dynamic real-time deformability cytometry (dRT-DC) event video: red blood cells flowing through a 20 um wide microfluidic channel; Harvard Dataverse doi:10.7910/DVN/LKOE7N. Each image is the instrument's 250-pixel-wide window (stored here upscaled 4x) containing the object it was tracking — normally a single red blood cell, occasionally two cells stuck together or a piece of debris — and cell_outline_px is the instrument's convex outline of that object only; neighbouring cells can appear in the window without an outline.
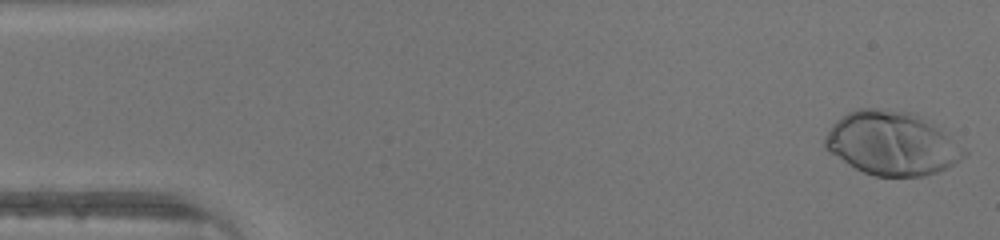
{"species": "human", "species_latin": "Homo sapiens", "temperature_condition": "warm", "stored_images_in_passage": 46, "camera_frame_rate_fps": 3000, "um_per_image_px": 0.085, "donor": {"sex": "male"}, "frame": {"image": 1, "passage_image": 1, "time_ms": 0.0, "image_size_px": [1000, 240], "cell_outline_px": [[968, 152], [960, 160], [936, 172], [924, 176], [876, 176], [864, 172], [848, 164], [828, 152], [824, 148], [824, 140], [832, 124], [836, 120], [848, 112], [856, 108], [872, 108], [916, 112], [932, 120], [964, 148]], "centroid_in_image_um": [75.81, 12.16], "position_along_channel_um": 9.2, "area_um2": 51.85}}
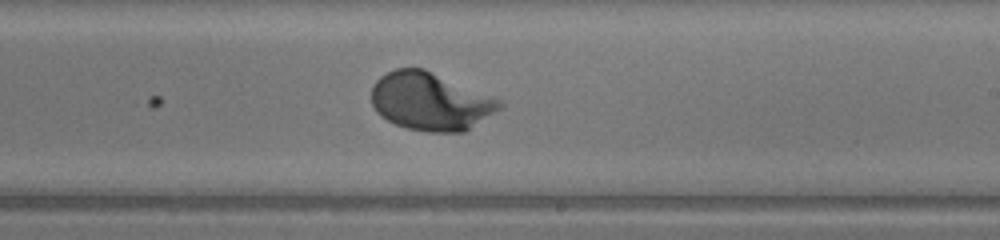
{"frame": {"image": 2, "passage_image": 27, "time_ms": 8.667, "image_size_px": [1000, 240], "cell_outline_px": [[504, 104], [500, 108], [464, 132], [428, 132], [408, 128], [396, 124], [380, 116], [376, 112], [372, 104], [372, 84], [380, 76], [396, 68], [424, 68], [504, 100]], "centroid_in_image_um": [36.59, 8.61], "position_along_channel_um": 252.4, "area_um2": 43.35}}
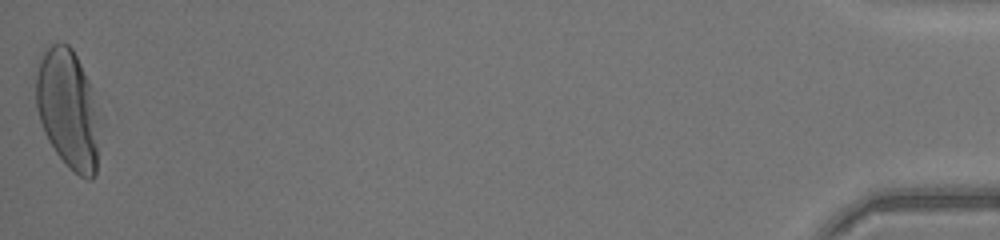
{"frame": {"image": 3, "passage_image": 46, "time_ms": 15.0, "image_size_px": [1000, 240], "cell_outline_px": [[104, 120], [96, 172], [92, 180], [88, 180], [80, 176], [68, 168], [56, 152], [48, 140], [44, 132], [36, 108], [36, 72], [40, 60], [44, 52], [52, 44], [60, 40], [68, 44], [72, 48], [92, 88], [104, 116]], "centroid_in_image_um": [5.87, 9.33], "position_along_channel_um": 429.3, "area_um2": 45.95}}